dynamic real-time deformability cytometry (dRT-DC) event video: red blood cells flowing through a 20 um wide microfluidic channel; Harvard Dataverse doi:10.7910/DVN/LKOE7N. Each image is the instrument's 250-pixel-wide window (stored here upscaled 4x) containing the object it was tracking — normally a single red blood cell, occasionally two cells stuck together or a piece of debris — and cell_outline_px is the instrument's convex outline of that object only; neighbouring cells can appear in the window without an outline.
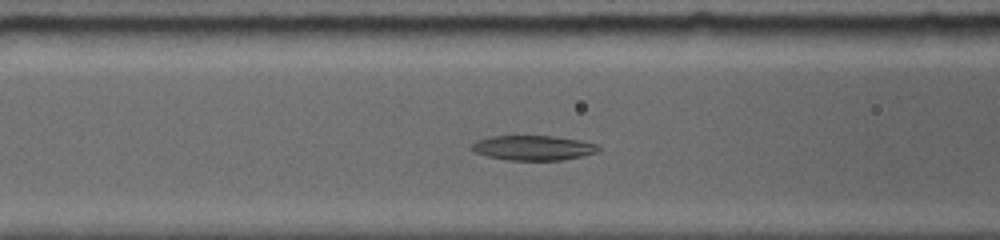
{"species": "common noctule bat (a hibernating species)", "species_latin": "Nyctalus noctula", "temperature_condition": "room temperature", "stored_images_in_passage": 7, "camera_frame_rate_fps": 5000, "um_per_image_px": 0.085, "animal": {"sex": "female", "body_mass_g": 19.0, "forearm_length_mm": 56.7}, "frame": {"image": 1, "passage_image": 3, "time_ms": 1.2, "image_size_px": [1000, 240], "cell_outline_px": [[600, 148], [596, 152], [580, 156], [560, 160], [508, 160], [488, 156], [476, 152], [472, 148], [472, 144], [480, 140], [492, 136], [552, 136], [576, 140], [596, 144]], "centroid_in_image_um": [45.32, 12.57], "position_along_channel_um": 121.3, "area_um2": 17.8}}
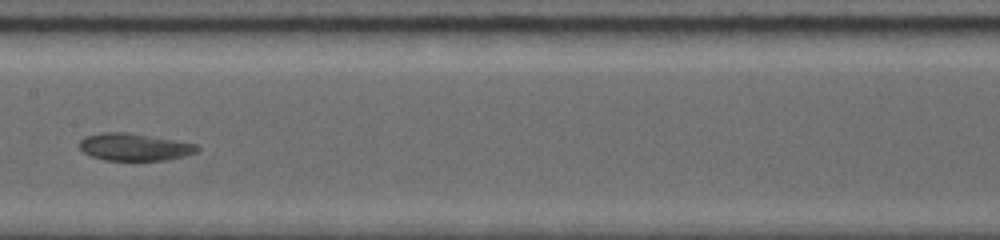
{"frame": {"image": 2, "passage_image": 5, "time_ms": 3.2, "image_size_px": [1000, 240], "cell_outline_px": [[200, 148], [196, 152], [184, 156], [164, 160], [104, 160], [92, 156], [84, 152], [80, 148], [80, 140], [88, 136], [108, 132], [124, 132], [196, 144]], "centroid_in_image_um": [11.42, 12.51], "position_along_channel_um": 196.0, "area_um2": 18.21}}
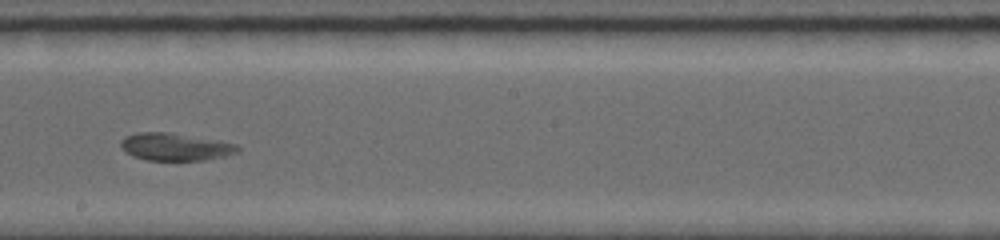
{"frame": {"image": 3, "passage_image": 6, "time_ms": 4.2, "image_size_px": [1000, 240], "cell_outline_px": [[240, 152], [224, 156], [204, 160], [148, 160], [132, 156], [124, 152], [120, 148], [120, 140], [124, 136], [136, 132], [168, 132], [236, 144], [240, 148]], "centroid_in_image_um": [14.82, 12.48], "position_along_channel_um": 233.4, "area_um2": 18.73}}